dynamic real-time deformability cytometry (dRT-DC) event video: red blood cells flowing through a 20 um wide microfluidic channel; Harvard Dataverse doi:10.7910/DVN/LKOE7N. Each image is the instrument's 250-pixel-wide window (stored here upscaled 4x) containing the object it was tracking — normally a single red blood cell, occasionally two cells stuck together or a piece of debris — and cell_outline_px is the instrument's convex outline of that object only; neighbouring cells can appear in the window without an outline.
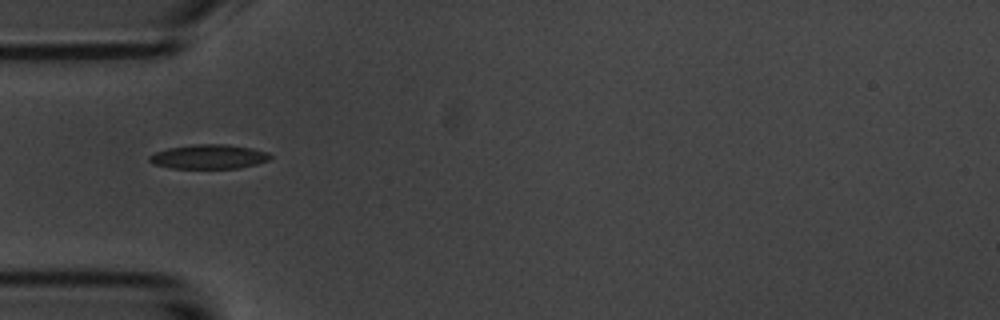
{"species": "common noctule bat (a hibernating species)", "species_latin": "Nyctalus noctula", "temperature_condition": "room temperature", "stored_images_in_passage": 2, "camera_frame_rate_fps": 3000, "um_per_image_px": 0.085, "animal": {"sex": "male", "body_mass_g": 20.1, "forearm_length_mm": 53.5}, "frame": {"image": 1, "passage_image": 1, "time_ms": 0.0, "image_size_px": [1000, 320], "cell_outline_px": [[272, 156], [268, 160], [256, 164], [240, 168], [168, 168], [152, 164], [148, 160], [148, 156], [156, 152], [168, 148], [192, 144], [228, 144], [252, 148], [268, 152]], "centroid_in_image_um": [17.73, 13.31], "position_along_channel_um": 67.3, "area_um2": 17.28}}
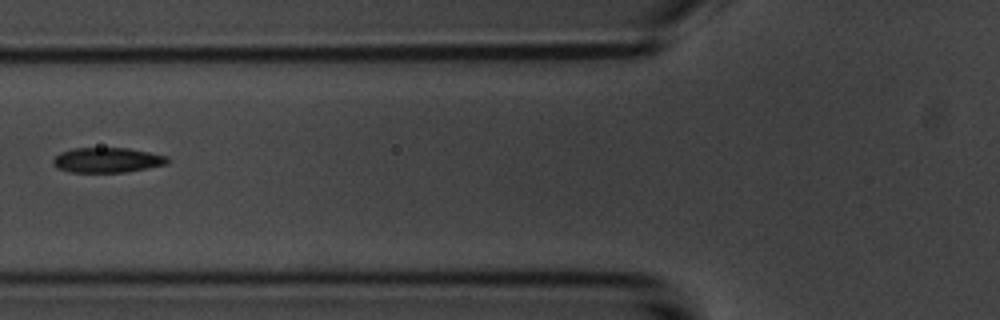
{"frame": {"image": 2, "passage_image": 2, "time_ms": 1.333, "image_size_px": [1000, 320], "cell_outline_px": [[172, 160], [168, 164], [124, 172], [72, 172], [60, 168], [52, 164], [52, 160], [60, 152], [72, 148], [128, 148], [168, 156]], "centroid_in_image_um": [9.15, 13.6], "position_along_channel_um": 116.7, "area_um2": 16.65}}